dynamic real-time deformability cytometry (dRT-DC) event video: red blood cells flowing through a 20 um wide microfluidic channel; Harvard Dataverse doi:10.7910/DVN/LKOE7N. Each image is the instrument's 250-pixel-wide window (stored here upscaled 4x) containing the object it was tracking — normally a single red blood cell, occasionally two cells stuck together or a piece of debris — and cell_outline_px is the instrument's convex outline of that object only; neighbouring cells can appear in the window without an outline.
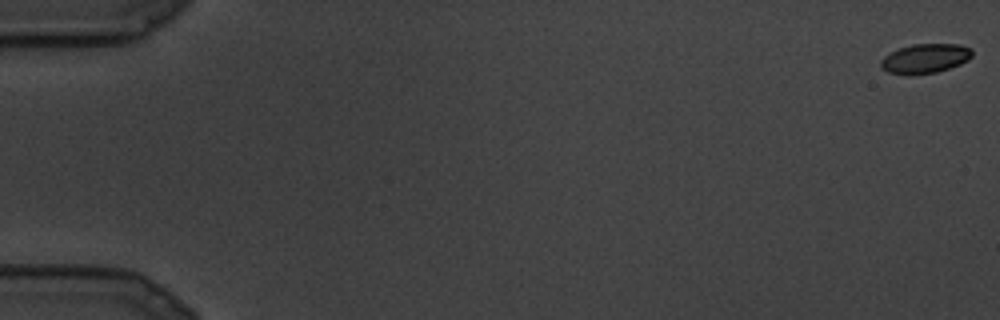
{"species": "common noctule bat (a hibernating species)", "species_latin": "Nyctalus noctula", "temperature_condition": "cold", "stored_images_in_passage": 28, "camera_frame_rate_fps": 3000, "um_per_image_px": 0.085, "animal": {"sex": "male", "body_mass_g": 19.5, "forearm_length_mm": 54.6}, "frame": {"image": 1, "passage_image": 1, "time_ms": 0.0, "image_size_px": [1000, 320], "cell_outline_px": [[972, 56], [968, 60], [960, 64], [936, 72], [912, 76], [908, 76], [888, 72], [880, 68], [880, 60], [888, 52], [912, 44], [960, 44], [972, 48]], "centroid_in_image_um": [78.6, 4.98], "position_along_channel_um": 6.4, "area_um2": 16.01}}
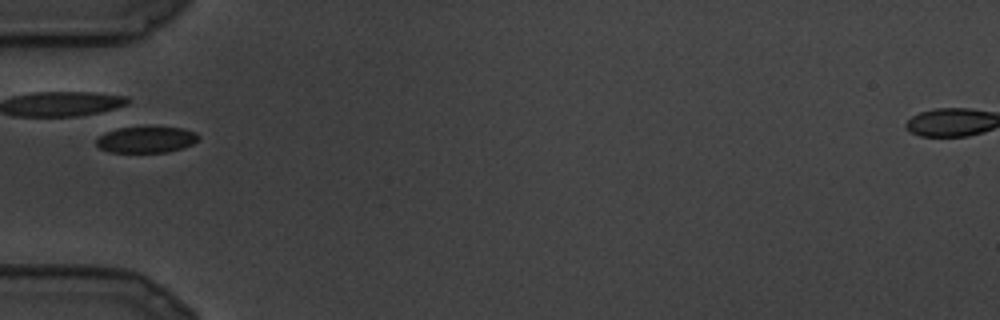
{"frame": {"image": 2, "passage_image": 10, "time_ms": 3.0, "image_size_px": [1000, 320], "cell_outline_px": [[200, 140], [192, 144], [168, 152], [108, 152], [100, 148], [96, 144], [96, 140], [100, 136], [116, 128], [148, 124], [184, 128], [196, 132], [200, 136]], "centroid_in_image_um": [12.48, 11.81], "position_along_channel_um": 72.5, "area_um2": 16.36}}
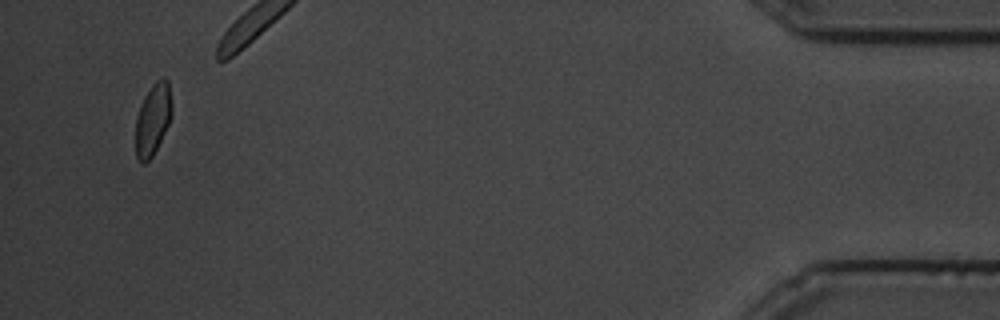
{"frame": {"image": 3, "passage_image": 27, "time_ms": 8.667, "image_size_px": [1000, 320], "cell_outline_px": [[172, 112], [168, 124], [152, 156], [144, 164], [140, 164], [136, 156], [136, 116], [140, 104], [144, 96], [152, 84], [156, 80], [164, 76], [168, 80], [172, 104]], "centroid_in_image_um": [12.98, 10.1], "position_along_channel_um": 422.2, "area_um2": 15.14}}